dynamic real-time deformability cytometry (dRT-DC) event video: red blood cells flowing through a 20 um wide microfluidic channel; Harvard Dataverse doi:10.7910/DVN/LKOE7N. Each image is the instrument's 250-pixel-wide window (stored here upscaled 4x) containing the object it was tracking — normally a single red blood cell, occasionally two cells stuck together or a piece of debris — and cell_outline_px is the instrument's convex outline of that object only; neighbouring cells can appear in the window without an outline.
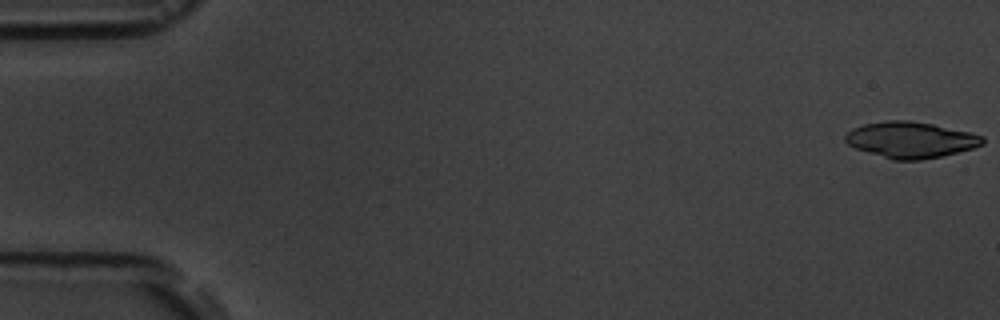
{"species": "common noctule bat (a hibernating species)", "species_latin": "Nyctalus noctula", "temperature_condition": "room temperature", "stored_images_in_passage": 6, "camera_frame_rate_fps": 3000, "um_per_image_px": 0.085, "animal": {"sex": "male", "body_mass_g": 19.5, "forearm_length_mm": 54.6}, "frame": {"image": 1, "passage_image": 1, "time_ms": 0.0, "image_size_px": [1000, 320], "cell_outline_px": [[984, 144], [972, 148], [940, 156], [920, 160], [892, 160], [856, 148], [848, 144], [844, 140], [844, 136], [852, 128], [864, 124], [888, 120], [908, 120], [932, 124], [972, 132], [984, 136]], "centroid_in_image_um": [77.41, 11.88], "position_along_channel_um": 7.6, "area_um2": 28.78}}